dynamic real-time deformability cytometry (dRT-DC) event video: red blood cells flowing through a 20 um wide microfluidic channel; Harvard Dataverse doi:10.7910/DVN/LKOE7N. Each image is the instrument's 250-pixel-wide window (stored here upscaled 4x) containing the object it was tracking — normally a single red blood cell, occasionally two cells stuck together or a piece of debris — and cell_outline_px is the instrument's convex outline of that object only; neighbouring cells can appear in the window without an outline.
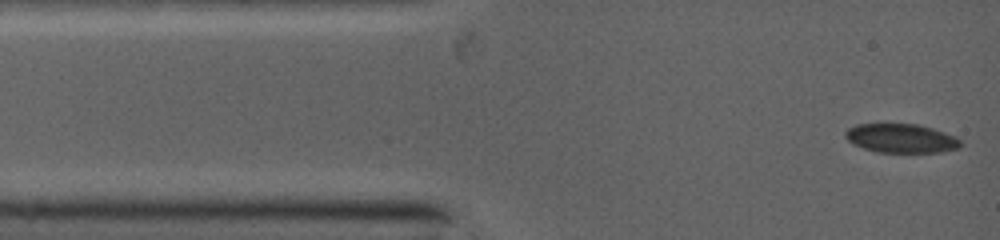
{"species": "common noctule bat (a hibernating species)", "species_latin": "Nyctalus noctula", "temperature_condition": "warm", "stored_images_in_passage": 58, "camera_frame_rate_fps": 5000, "um_per_image_px": 0.085, "animal": {"sex": "female", "body_mass_g": 19.0, "forearm_length_mm": 53.3}, "frame": {"image": 1, "passage_image": 1, "time_ms": 0.0, "image_size_px": [1000, 240], "cell_outline_px": [[960, 144], [956, 148], [936, 152], [880, 152], [864, 148], [848, 140], [844, 136], [844, 132], [848, 128], [860, 124], [916, 124], [932, 128], [944, 132], [960, 140]], "centroid_in_image_um": [76.55, 11.74], "position_along_channel_um": 8.4, "area_um2": 18.96}}
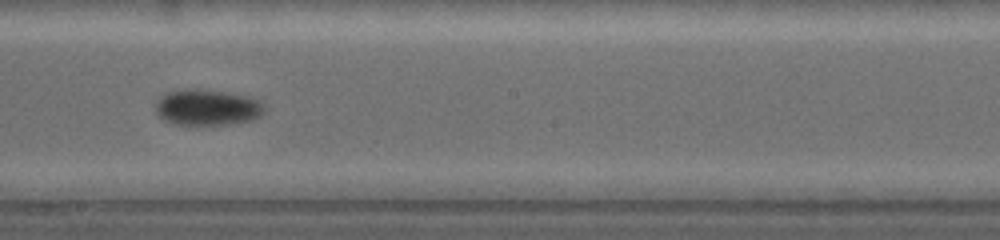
{"frame": {"image": 2, "passage_image": 24, "time_ms": 6.4, "image_size_px": [1000, 240], "cell_outline_px": [[264, 112], [248, 120], [228, 124], [176, 124], [160, 116], [156, 108], [156, 104], [164, 96], [172, 92], [216, 92], [240, 96], [256, 100], [264, 108]], "centroid_in_image_um": [17.62, 9.19], "position_along_channel_um": 230.6, "area_um2": 20.63}}
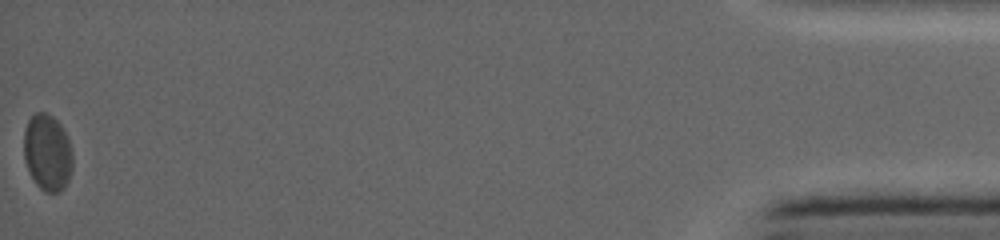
{"frame": {"image": 3, "passage_image": 58, "time_ms": 14.4, "image_size_px": [1000, 240], "cell_outline_px": [[72, 164], [68, 180], [64, 188], [56, 192], [44, 192], [36, 184], [28, 168], [24, 156], [24, 132], [28, 120], [36, 112], [44, 112], [52, 116], [60, 124], [68, 140], [72, 156]], "centroid_in_image_um": [4.02, 12.96], "position_along_channel_um": 431.2, "area_um2": 21.39}}